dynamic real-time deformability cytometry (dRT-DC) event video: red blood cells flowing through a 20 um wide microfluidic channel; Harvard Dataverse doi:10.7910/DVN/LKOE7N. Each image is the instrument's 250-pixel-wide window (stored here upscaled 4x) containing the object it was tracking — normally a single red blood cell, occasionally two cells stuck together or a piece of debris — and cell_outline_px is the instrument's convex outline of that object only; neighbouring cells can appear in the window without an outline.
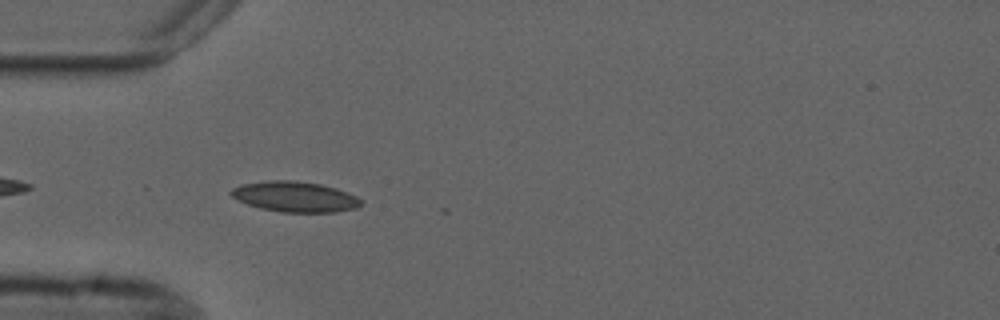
{"species": "common noctule bat (a hibernating species)", "species_latin": "Nyctalus noctula", "temperature_condition": "cold", "stored_images_in_passage": 5, "camera_frame_rate_fps": 3000, "um_per_image_px": 0.085, "animal": {"sex": "male", "forearm_length_mm": 52.5}, "frame": {"image": 1, "passage_image": 4, "time_ms": 4.667, "image_size_px": [1000, 320], "cell_outline_px": [[364, 204], [356, 208], [336, 212], [280, 212], [260, 208], [236, 200], [228, 192], [232, 188], [240, 184], [268, 180], [296, 180], [320, 184], [336, 188], [356, 196]], "centroid_in_image_um": [25.04, 16.71], "position_along_channel_um": 60.0, "area_um2": 23.24}}
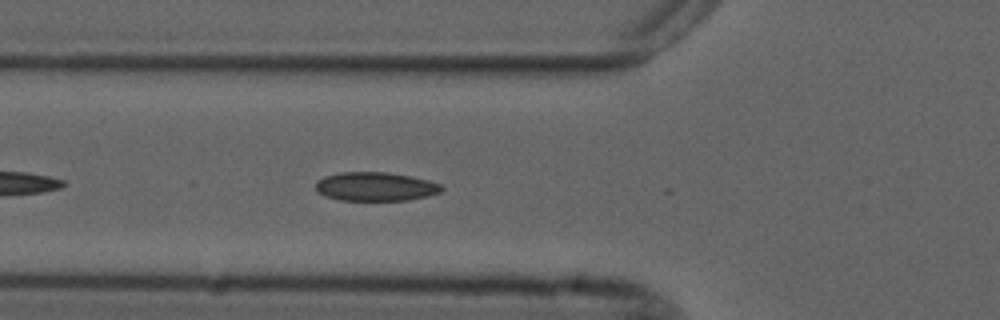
{"frame": {"image": 2, "passage_image": 5, "time_ms": 5.667, "image_size_px": [1000, 320], "cell_outline_px": [[444, 188], [440, 192], [428, 196], [408, 200], [340, 200], [324, 196], [316, 192], [316, 180], [324, 176], [340, 172], [388, 172], [412, 176], [444, 184]], "centroid_in_image_um": [31.92, 15.85], "position_along_channel_um": 93.9, "area_um2": 21.44}}